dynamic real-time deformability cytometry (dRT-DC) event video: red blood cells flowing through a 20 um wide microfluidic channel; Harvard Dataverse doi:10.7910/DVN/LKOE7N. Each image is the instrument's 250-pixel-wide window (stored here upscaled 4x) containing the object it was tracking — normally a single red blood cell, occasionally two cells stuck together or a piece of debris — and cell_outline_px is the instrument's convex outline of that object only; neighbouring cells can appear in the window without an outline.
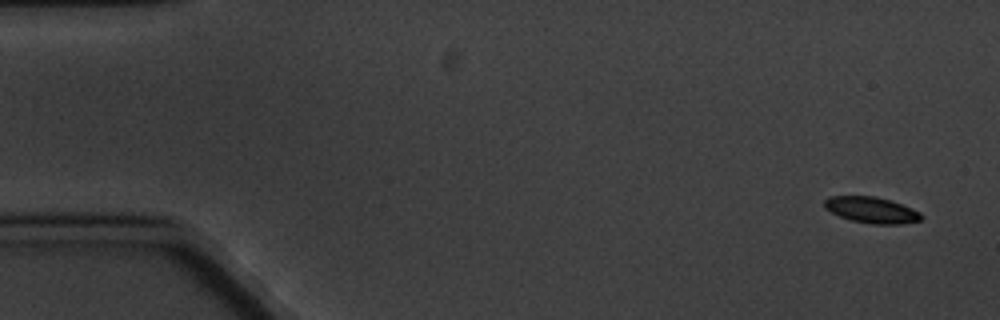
{"species": "common noctule bat (a hibernating species)", "species_latin": "Nyctalus noctula", "temperature_condition": "cold", "stored_images_in_passage": 6, "camera_frame_rate_fps": 3000, "um_per_image_px": 0.085, "animal": {"sex": "male", "body_mass_g": 20.1, "forearm_length_mm": 53.5}, "frame": {"image": 1, "passage_image": 1, "time_ms": 0.0, "image_size_px": [1000, 320], "cell_outline_px": [[924, 216], [920, 220], [900, 224], [872, 224], [852, 220], [840, 216], [824, 208], [824, 200], [828, 196], [876, 196], [892, 200], [912, 208], [920, 212]], "centroid_in_image_um": [74.09, 17.83], "position_along_channel_um": 10.9, "area_um2": 14.8}}
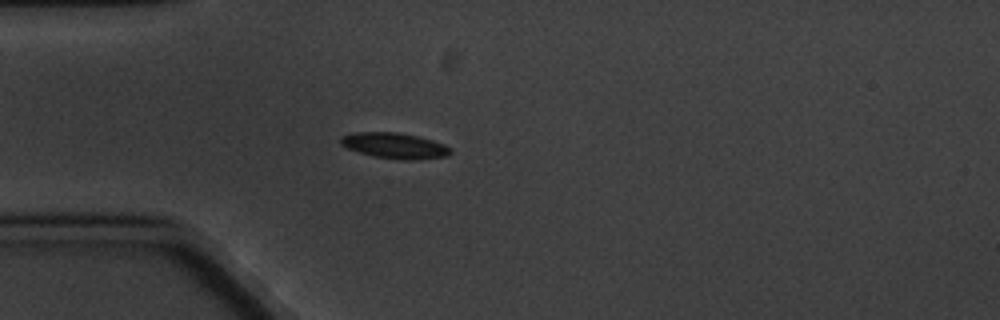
{"frame": {"image": 2, "passage_image": 5, "time_ms": 4.667, "image_size_px": [1000, 320], "cell_outline_px": [[452, 152], [448, 156], [416, 160], [404, 160], [372, 156], [348, 148], [340, 144], [340, 136], [352, 132], [396, 132], [416, 136], [432, 140], [444, 144]], "centroid_in_image_um": [33.52, 12.38], "position_along_channel_um": 51.5, "area_um2": 16.42}}